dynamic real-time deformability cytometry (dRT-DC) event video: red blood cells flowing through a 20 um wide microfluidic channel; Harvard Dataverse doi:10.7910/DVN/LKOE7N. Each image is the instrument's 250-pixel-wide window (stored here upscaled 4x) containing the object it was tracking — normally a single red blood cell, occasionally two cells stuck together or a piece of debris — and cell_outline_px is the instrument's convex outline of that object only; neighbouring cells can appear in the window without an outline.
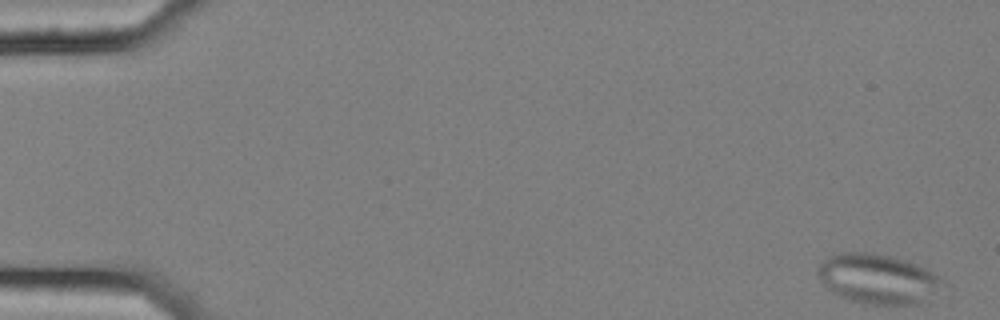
{"species": "common noctule bat (a hibernating species)", "species_latin": "Nyctalus noctula", "temperature_condition": "cold", "stored_images_in_passage": 57, "camera_frame_rate_fps": 3000, "um_per_image_px": 0.085, "animal": {"sex": "female", "body_mass_g": 25.1}, "frame": {"image": 1, "passage_image": 1, "time_ms": 0.0, "image_size_px": [1000, 320], "cell_outline_px": [[940, 280], [932, 292], [916, 304], [864, 304], [848, 300], [832, 292], [820, 280], [816, 272], [816, 268], [828, 256], [840, 252], [872, 252], [892, 256], [916, 264], [940, 276]], "centroid_in_image_um": [74.47, 23.67], "position_along_channel_um": 10.5, "area_um2": 35.49}}
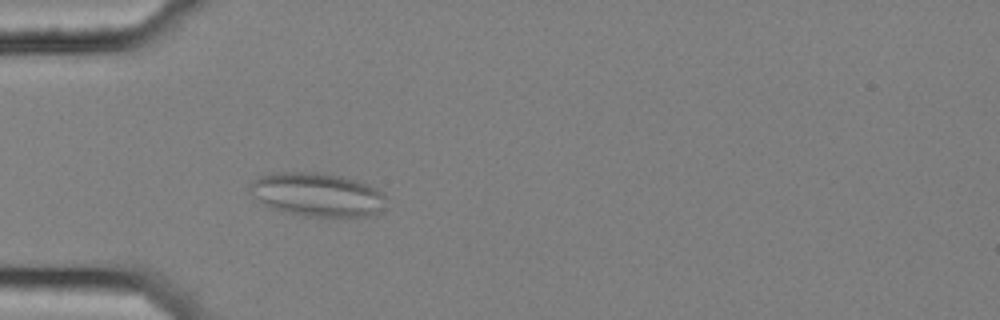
{"frame": {"image": 2, "passage_image": 17, "time_ms": 5.333, "image_size_px": [1000, 320], "cell_outline_px": [[388, 196], [384, 208], [376, 216], [304, 216], [272, 208], [256, 200], [248, 192], [248, 184], [252, 180], [260, 176], [276, 172], [316, 172], [340, 176], [356, 180], [368, 184], [384, 192]], "centroid_in_image_um": [26.98, 16.54], "position_along_channel_um": 58.0, "area_um2": 35.14}}
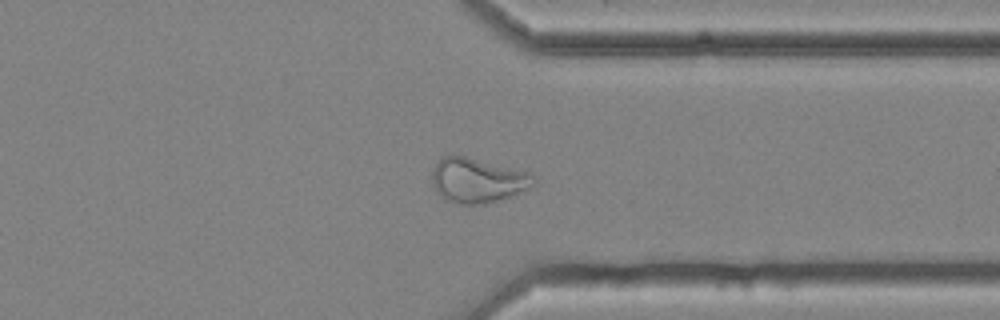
{"frame": {"image": 3, "passage_image": 44, "time_ms": 14.333, "image_size_px": [1000, 320], "cell_outline_px": [[536, 180], [528, 188], [512, 196], [484, 204], [460, 204], [444, 200], [436, 192], [432, 184], [432, 168], [440, 156], [464, 156], [528, 172]], "centroid_in_image_um": [40.52, 15.34], "position_along_channel_um": 370.9, "area_um2": 26.36}, "authors_computed_cell_mechanics": {"area_um2": 28.9578, "velocity_mm_per_s": 3.541, "shape_relaxation_time_tau1_ms": null, "shape_relaxation_time_tau2_ms": 1.9008, "deformation_change_tau1": null, "deformation_change_tau2": 0.0881}}